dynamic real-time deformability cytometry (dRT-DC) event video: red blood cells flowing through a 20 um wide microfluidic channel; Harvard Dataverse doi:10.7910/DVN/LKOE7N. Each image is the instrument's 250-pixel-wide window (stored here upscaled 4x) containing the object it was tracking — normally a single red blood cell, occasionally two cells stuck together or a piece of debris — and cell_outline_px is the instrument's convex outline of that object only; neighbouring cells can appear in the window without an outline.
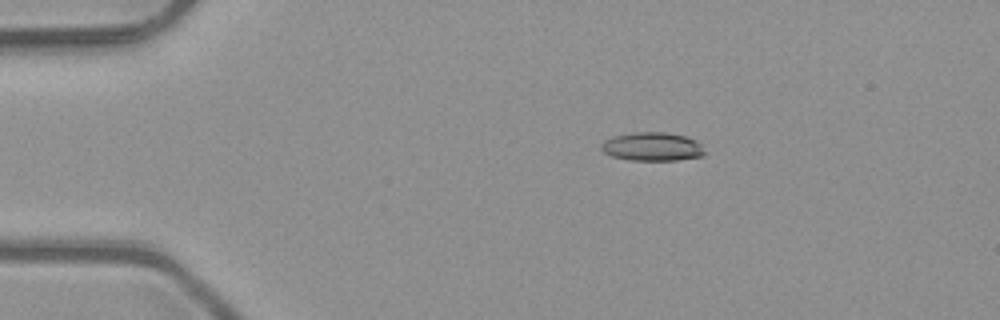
{"species": "common noctule bat (a hibernating species)", "species_latin": "Nyctalus noctula", "temperature_condition": "room temperature", "stored_images_in_passage": 5, "camera_frame_rate_fps": 3000, "um_per_image_px": 0.085, "animal": {"sex": "male", "body_mass_g": 23.1, "forearm_length_mm": 52.7}, "frame": {"image": 1, "passage_image": 1, "time_ms": 0.0, "image_size_px": [1000, 320], "cell_outline_px": [[704, 156], [676, 160], [632, 160], [612, 156], [604, 152], [600, 148], [600, 144], [604, 140], [612, 136], [632, 132], [664, 132], [688, 136], [696, 140], [700, 144], [704, 152]], "centroid_in_image_um": [55.43, 12.45], "position_along_channel_um": 29.6, "area_um2": 17.34}}
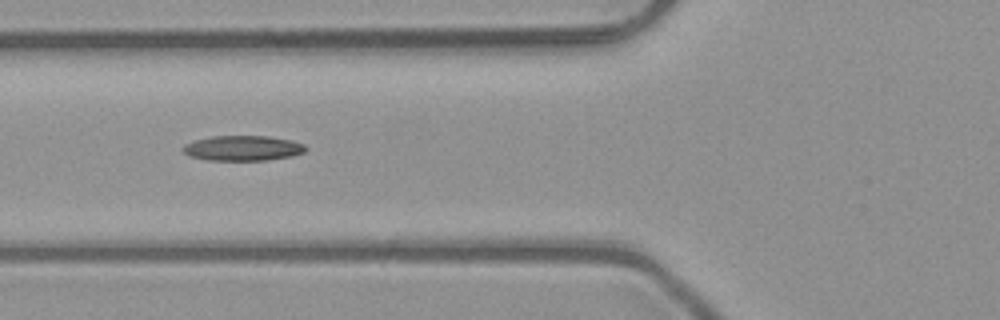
{"frame": {"image": 2, "passage_image": 4, "time_ms": 1.0, "image_size_px": [1000, 320], "cell_outline_px": [[308, 148], [304, 152], [292, 156], [264, 160], [208, 160], [188, 156], [180, 148], [184, 144], [196, 140], [212, 136], [268, 136], [292, 140], [304, 144]], "centroid_in_image_um": [20.63, 12.59], "position_along_channel_um": 105.2, "area_um2": 18.03}}
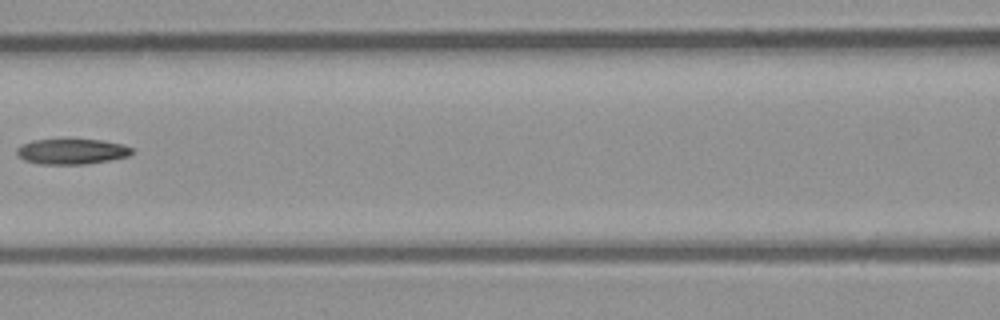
{"frame": {"image": 3, "passage_image": 5, "time_ms": 1.333, "image_size_px": [1000, 320], "cell_outline_px": [[132, 152], [128, 156], [88, 164], [40, 164], [24, 160], [16, 152], [16, 148], [32, 140], [104, 140], [124, 144], [132, 148]], "centroid_in_image_um": [6.12, 12.88], "position_along_channel_um": 160.5, "area_um2": 16.88}}